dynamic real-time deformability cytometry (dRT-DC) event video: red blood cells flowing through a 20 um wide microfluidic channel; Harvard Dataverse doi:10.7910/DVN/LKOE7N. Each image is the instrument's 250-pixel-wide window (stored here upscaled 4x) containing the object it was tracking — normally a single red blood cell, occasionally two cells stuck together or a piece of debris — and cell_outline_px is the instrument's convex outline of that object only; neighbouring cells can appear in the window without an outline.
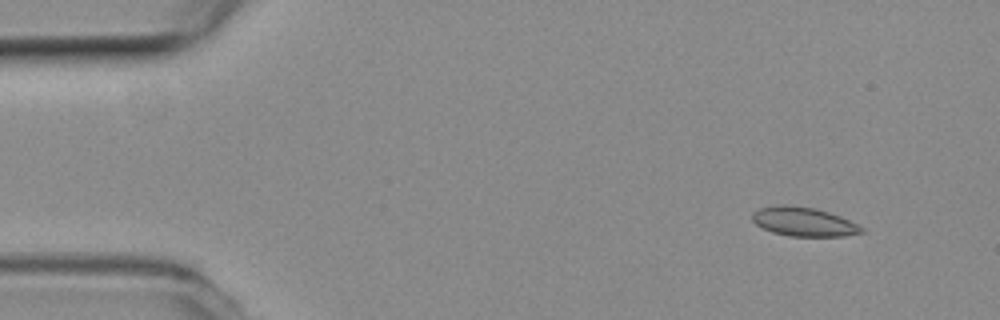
{"species": "common noctule bat (a hibernating species)", "species_latin": "Nyctalus noctula", "temperature_condition": "room temperature", "stored_images_in_passage": 4, "camera_frame_rate_fps": 3000, "um_per_image_px": 0.085, "animal": {"sex": "female", "body_mass_g": 19.3, "forearm_length_mm": 54.1}, "frame": {"image": 1, "passage_image": 1, "time_ms": 0.0, "image_size_px": [1000, 320], "cell_outline_px": [[864, 232], [844, 236], [788, 236], [772, 232], [756, 224], [752, 220], [752, 212], [760, 208], [816, 208], [840, 216], [864, 228]], "centroid_in_image_um": [68.37, 18.9], "position_along_channel_um": 16.6, "area_um2": 17.57}}
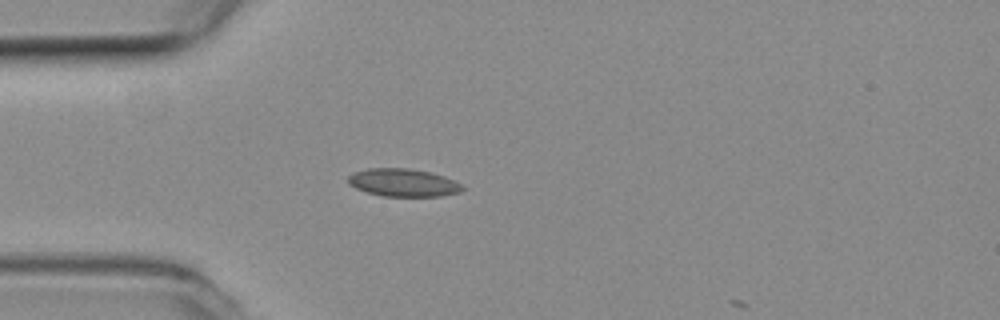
{"frame": {"image": 2, "passage_image": 4, "time_ms": 1.0, "image_size_px": [1000, 320], "cell_outline_px": [[464, 188], [460, 192], [440, 196], [384, 196], [368, 192], [356, 188], [348, 184], [348, 176], [352, 172], [368, 168], [408, 168], [428, 172], [444, 176], [460, 184]], "centroid_in_image_um": [34.23, 15.52], "position_along_channel_um": 50.8, "area_um2": 18.38}}